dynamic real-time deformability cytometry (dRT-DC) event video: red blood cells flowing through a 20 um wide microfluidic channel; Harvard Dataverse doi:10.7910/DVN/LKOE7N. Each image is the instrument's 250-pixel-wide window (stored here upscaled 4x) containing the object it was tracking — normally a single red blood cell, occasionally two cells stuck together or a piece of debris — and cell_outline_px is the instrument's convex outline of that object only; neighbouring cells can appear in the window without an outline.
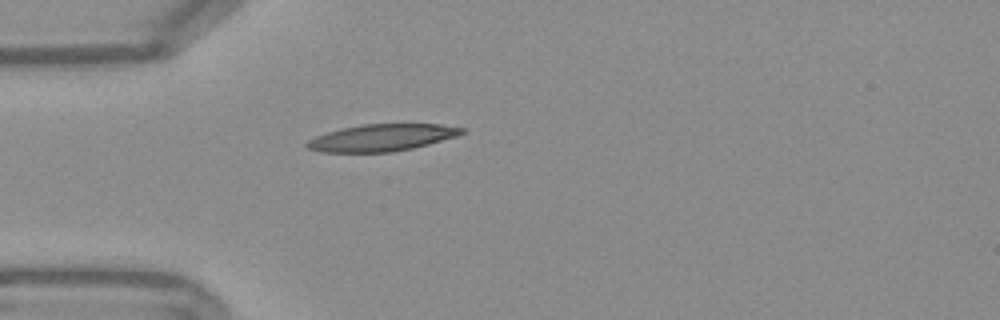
{"species": "Egyptian fruit bat (a non-hibernating species)", "species_latin": "Rousettus aegyptiacus", "temperature_condition": "warm", "stored_images_in_passage": 35, "camera_frame_rate_fps": 3000, "um_per_image_px": 0.085, "frame": {"image": 1, "passage_image": 1, "time_ms": 0.0, "image_size_px": [1000, 320], "cell_outline_px": [[464, 132], [456, 136], [428, 144], [412, 148], [392, 152], [320, 152], [308, 148], [304, 144], [308, 140], [316, 136], [328, 132], [360, 124], [440, 124], [464, 128]], "centroid_in_image_um": [32.43, 11.7], "position_along_channel_um": 52.6, "area_um2": 24.1}}
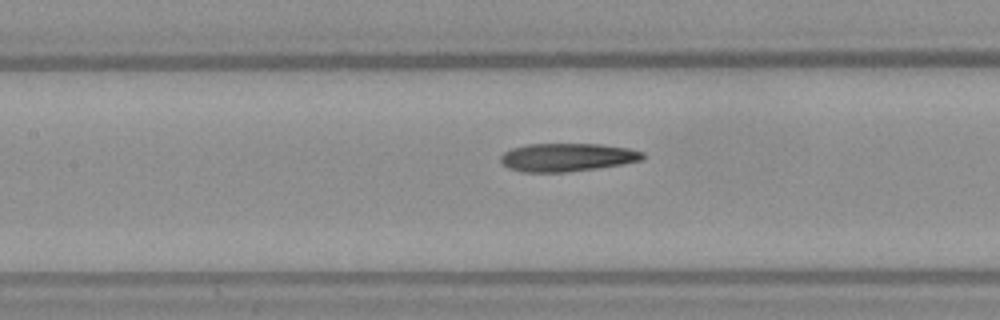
{"frame": {"image": 2, "passage_image": 10, "time_ms": 3.0, "image_size_px": [1000, 320], "cell_outline_px": [[644, 160], [596, 168], [564, 172], [524, 172], [508, 168], [500, 160], [500, 156], [504, 152], [512, 148], [524, 144], [600, 144], [628, 148], [644, 152]], "centroid_in_image_um": [48.19, 13.36], "position_along_channel_um": 159.2, "area_um2": 23.29}}
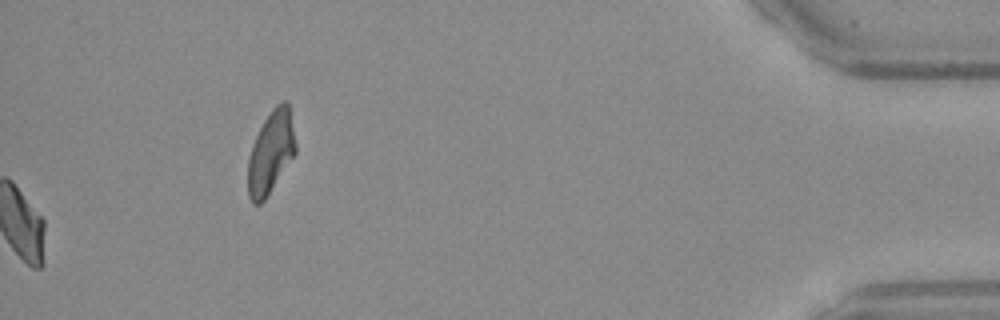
{"frame": {"image": 3, "passage_image": 35, "time_ms": 11.333, "image_size_px": [1000, 320], "cell_outline_px": [[296, 152], [264, 200], [260, 204], [252, 204], [248, 196], [248, 156], [252, 144], [264, 120], [272, 108], [280, 100], [284, 100], [288, 104], [296, 144]], "centroid_in_image_um": [23.0, 12.94], "position_along_channel_um": 412.2, "area_um2": 22.72}, "authors_computed_cell_mechanics": {"area_um2": 23.2934, "velocity_mm_per_s": 3.7929, "shape_relaxation_time_tau1_ms": null, "shape_relaxation_time_tau2_ms": 2.3985, "deformation_change_tau1": null, "deformation_change_tau2": 0.1246}}